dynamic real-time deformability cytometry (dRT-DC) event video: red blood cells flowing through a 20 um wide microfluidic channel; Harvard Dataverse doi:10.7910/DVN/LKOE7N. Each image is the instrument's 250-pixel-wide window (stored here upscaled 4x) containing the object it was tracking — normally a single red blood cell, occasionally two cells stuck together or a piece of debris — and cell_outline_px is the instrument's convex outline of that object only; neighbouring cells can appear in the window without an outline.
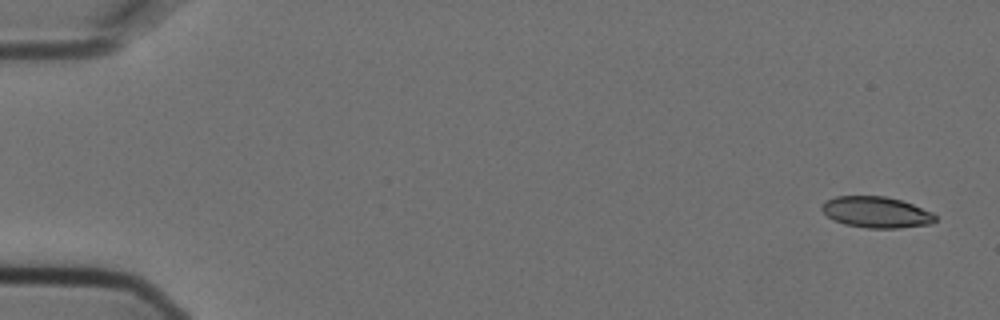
{"species": "Egyptian fruit bat (a non-hibernating species)", "species_latin": "Rousettus aegyptiacus", "temperature_condition": "cold", "stored_images_in_passage": 5, "camera_frame_rate_fps": 3000, "um_per_image_px": 0.085, "animal": {"sex": "female"}, "frame": {"image": 1, "passage_image": 1, "time_ms": 0.0, "image_size_px": [1000, 320], "cell_outline_px": [[936, 220], [932, 224], [900, 228], [868, 228], [844, 224], [828, 216], [820, 208], [820, 204], [824, 200], [836, 196], [884, 196], [900, 200], [912, 204], [932, 212], [936, 216]], "centroid_in_image_um": [74.47, 18.03], "position_along_channel_um": 10.5, "area_um2": 20.63}}
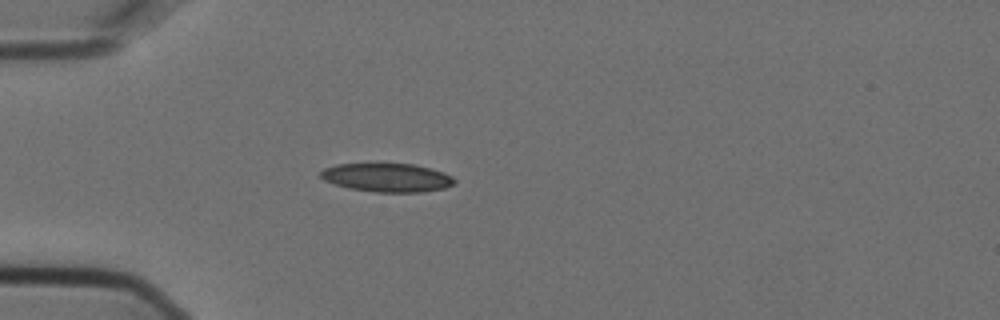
{"frame": {"image": 2, "passage_image": 4, "time_ms": 1.0, "image_size_px": [1000, 320], "cell_outline_px": [[456, 184], [444, 188], [424, 192], [376, 192], [348, 188], [324, 180], [320, 176], [320, 172], [324, 168], [336, 164], [412, 164], [444, 172], [452, 176], [456, 180]], "centroid_in_image_um": [32.92, 15.1], "position_along_channel_um": 52.1, "area_um2": 22.25}}